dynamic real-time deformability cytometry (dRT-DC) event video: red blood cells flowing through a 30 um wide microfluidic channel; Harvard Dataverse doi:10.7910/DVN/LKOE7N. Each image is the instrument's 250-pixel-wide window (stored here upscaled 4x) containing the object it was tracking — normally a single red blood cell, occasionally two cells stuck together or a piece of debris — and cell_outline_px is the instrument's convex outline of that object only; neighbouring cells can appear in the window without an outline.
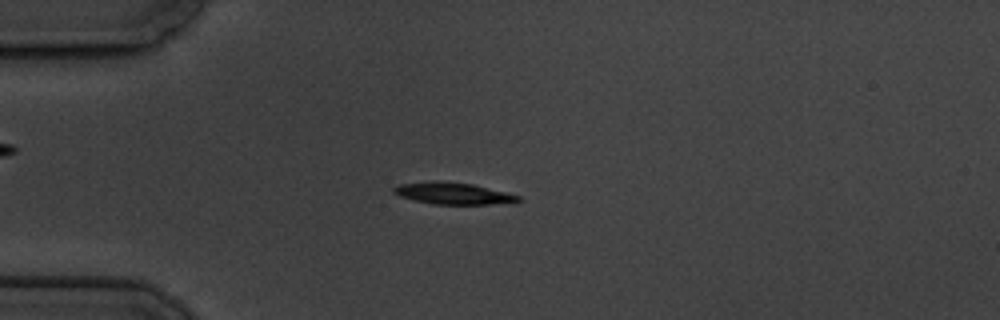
{"species": "common noctule bat (a hibernating species)", "species_latin": "Nyctalus noctula", "temperature_condition": "cold", "stored_images_in_passage": 5, "camera_frame_rate_fps": 3000, "um_per_image_px": 0.085, "animal": {"sex": "male", "body_mass_g": 19.5, "forearm_length_mm": 54.6}, "frame": {"image": 1, "passage_image": 3, "time_ms": 3.333, "image_size_px": [1000, 320], "cell_outline_px": [[524, 200], [488, 204], [436, 204], [416, 200], [400, 196], [392, 192], [392, 188], [400, 184], [436, 180], [472, 184], [520, 196]], "centroid_in_image_um": [38.47, 16.43], "position_along_channel_um": 46.5, "area_um2": 15.43}}
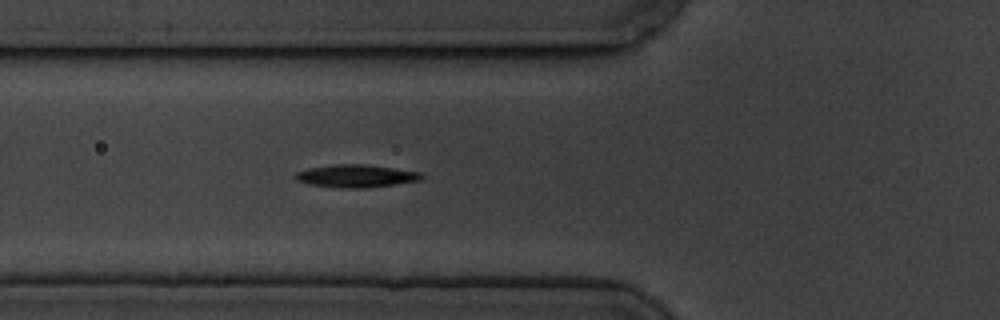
{"frame": {"image": 2, "passage_image": 5, "time_ms": 5.333, "image_size_px": [1000, 320], "cell_outline_px": [[424, 176], [420, 180], [364, 188], [340, 188], [308, 184], [296, 180], [292, 176], [296, 172], [308, 168], [336, 164], [364, 164], [420, 172]], "centroid_in_image_um": [30.19, 14.96], "position_along_channel_um": 95.6, "area_um2": 16.59}}